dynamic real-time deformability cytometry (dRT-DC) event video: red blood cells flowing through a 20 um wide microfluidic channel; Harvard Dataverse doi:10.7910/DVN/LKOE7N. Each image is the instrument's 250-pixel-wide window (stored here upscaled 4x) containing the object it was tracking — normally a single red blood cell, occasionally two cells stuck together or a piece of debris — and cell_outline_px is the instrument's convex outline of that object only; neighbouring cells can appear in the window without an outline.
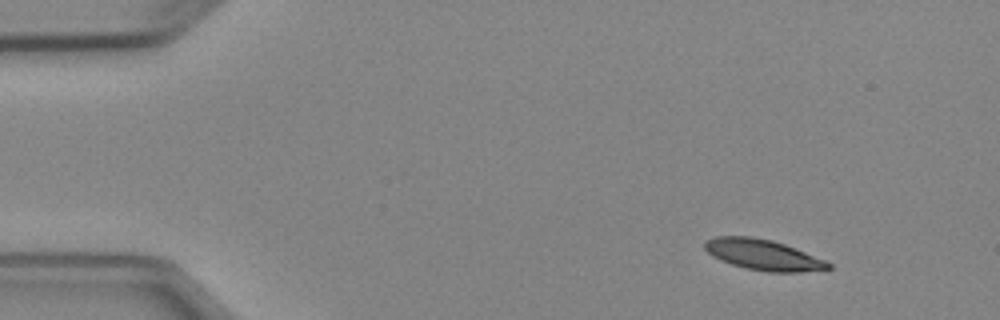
{"species": "Egyptian fruit bat (a non-hibernating species)", "species_latin": "Rousettus aegyptiacus", "temperature_condition": "cold", "stored_images_in_passage": 7, "camera_frame_rate_fps": 3000, "um_per_image_px": 0.085, "animal": {"sex": "female"}, "frame": {"image": 1, "passage_image": 1, "time_ms": 0.0, "image_size_px": [1000, 320], "cell_outline_px": [[832, 268], [800, 272], [768, 272], [748, 268], [732, 264], [720, 260], [712, 256], [704, 248], [704, 240], [716, 236], [752, 236], [772, 240], [796, 248], [824, 260], [832, 264]], "centroid_in_image_um": [64.84, 21.64], "position_along_channel_um": 20.2, "area_um2": 22.02}}
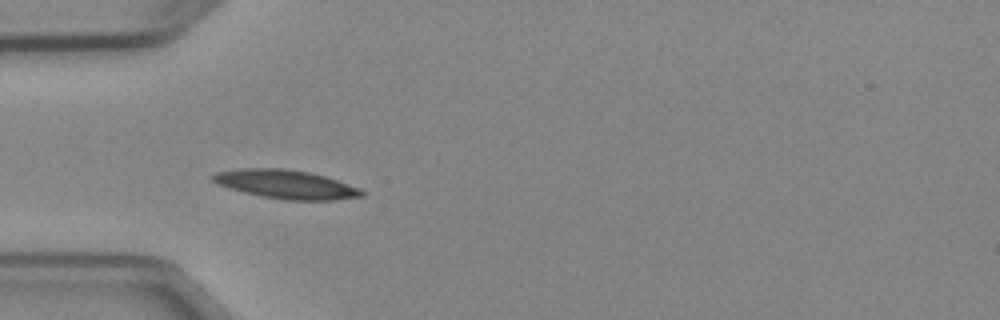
{"frame": {"image": 2, "passage_image": 4, "time_ms": 3.333, "image_size_px": [1000, 320], "cell_outline_px": [[364, 196], [336, 200], [284, 200], [244, 192], [228, 188], [216, 184], [212, 180], [212, 176], [216, 172], [240, 168], [284, 168], [308, 172], [324, 176], [360, 188], [364, 192]], "centroid_in_image_um": [24.3, 15.66], "position_along_channel_um": 60.7, "area_um2": 24.85}}
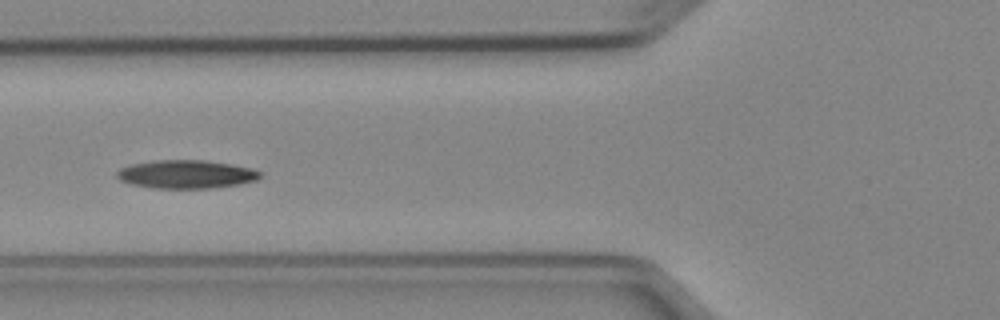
{"frame": {"image": 3, "passage_image": 5, "time_ms": 4.667, "image_size_px": [1000, 320], "cell_outline_px": [[264, 176], [256, 180], [240, 184], [212, 188], [152, 188], [132, 184], [120, 180], [116, 176], [116, 172], [120, 168], [132, 164], [152, 160], [204, 160], [232, 164], [252, 168], [260, 172]], "centroid_in_image_um": [15.84, 14.81], "position_along_channel_um": 110.0, "area_um2": 23.81}}